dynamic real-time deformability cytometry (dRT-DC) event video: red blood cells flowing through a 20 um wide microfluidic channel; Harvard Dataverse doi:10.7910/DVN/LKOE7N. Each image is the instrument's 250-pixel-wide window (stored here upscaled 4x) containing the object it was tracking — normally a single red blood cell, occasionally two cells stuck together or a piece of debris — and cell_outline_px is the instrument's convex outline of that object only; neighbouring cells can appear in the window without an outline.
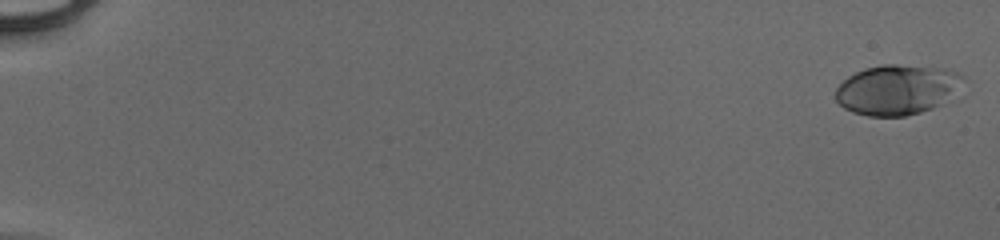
{"species": "human", "species_latin": "Homo sapiens", "temperature_condition": "cold", "stored_images_in_passage": 55, "camera_frame_rate_fps": 3000, "um_per_image_px": 0.085, "donor": {"sex": "male"}, "frame": {"image": 1, "passage_image": 1, "time_ms": 0.0, "image_size_px": [1000, 240], "cell_outline_px": [[964, 76], [940, 104], [932, 108], [920, 112], [904, 116], [868, 116], [852, 112], [844, 108], [836, 100], [836, 88], [848, 76], [864, 68], [880, 64], [896, 64], [948, 68]], "centroid_in_image_um": [76.16, 7.6], "position_along_channel_um": 8.8, "area_um2": 36.59}}
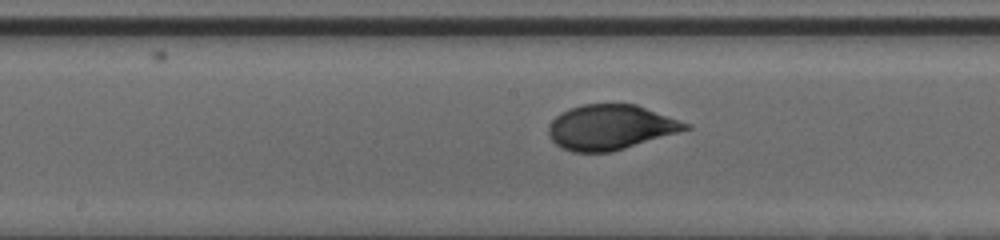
{"frame": {"image": 2, "passage_image": 31, "time_ms": 10.0, "image_size_px": [1000, 240], "cell_outline_px": [[692, 128], [680, 132], [612, 152], [572, 152], [560, 148], [548, 136], [548, 124], [560, 112], [568, 108], [580, 104], [636, 104], [692, 124]], "centroid_in_image_um": [51.88, 10.81], "position_along_channel_um": 196.3, "area_um2": 36.3}}
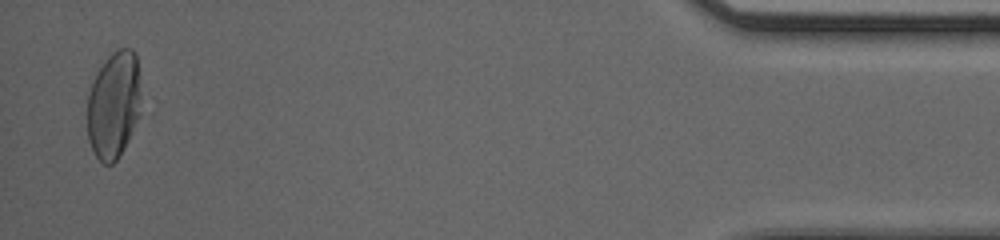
{"frame": {"image": 3, "passage_image": 54, "time_ms": 17.667, "image_size_px": [1000, 240], "cell_outline_px": [[140, 112], [116, 160], [112, 164], [104, 164], [96, 156], [88, 140], [88, 96], [96, 72], [108, 56], [112, 52], [120, 48], [132, 48], [136, 56], [140, 76]], "centroid_in_image_um": [9.66, 8.85], "position_along_channel_um": 425.5, "area_um2": 33.12}, "authors_computed_cell_mechanics": {"area_um2": 35.3158, "velocity_mm_per_s": 3.9009, "shape_relaxation_time_tau1_ms": 3.1854, "shape_relaxation_time_tau2_ms": null, "deformation_change_tau1": 0.1502, "deformation_change_tau2": null}}